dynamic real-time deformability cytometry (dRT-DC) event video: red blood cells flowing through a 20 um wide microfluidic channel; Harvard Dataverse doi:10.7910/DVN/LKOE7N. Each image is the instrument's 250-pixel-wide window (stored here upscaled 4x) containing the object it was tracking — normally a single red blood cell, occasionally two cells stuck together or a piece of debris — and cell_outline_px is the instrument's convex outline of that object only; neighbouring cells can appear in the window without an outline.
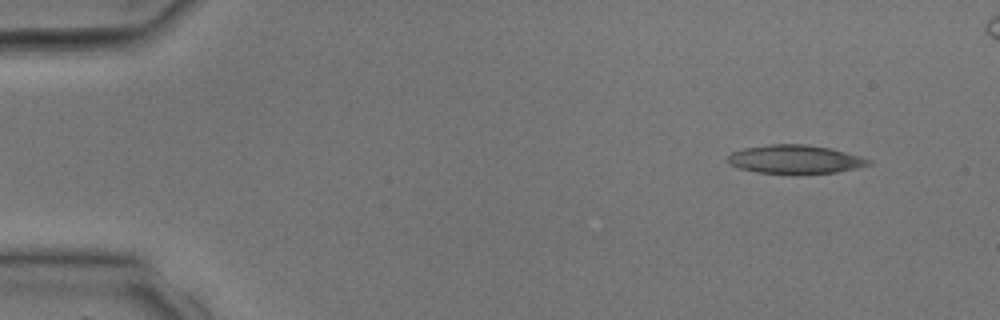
{"species": "common noctule bat (a hibernating species)", "species_latin": "Nyctalus noctula", "temperature_condition": "room temperature", "stored_images_in_passage": 18, "camera_frame_rate_fps": 3000, "um_per_image_px": 0.085, "animal": {"sex": "male", "body_mass_g": 17.9, "forearm_length_mm": 54.2}, "frame": {"image": 1, "passage_image": 1, "time_ms": 0.0, "image_size_px": [1000, 320], "cell_outline_px": [[872, 164], [856, 168], [836, 172], [796, 176], [756, 172], [740, 168], [732, 164], [728, 160], [728, 156], [732, 152], [744, 148], [768, 144], [804, 144], [832, 148], [860, 156], [872, 160]], "centroid_in_image_um": [67.62, 13.57], "position_along_channel_um": 17.4, "area_um2": 24.04}}
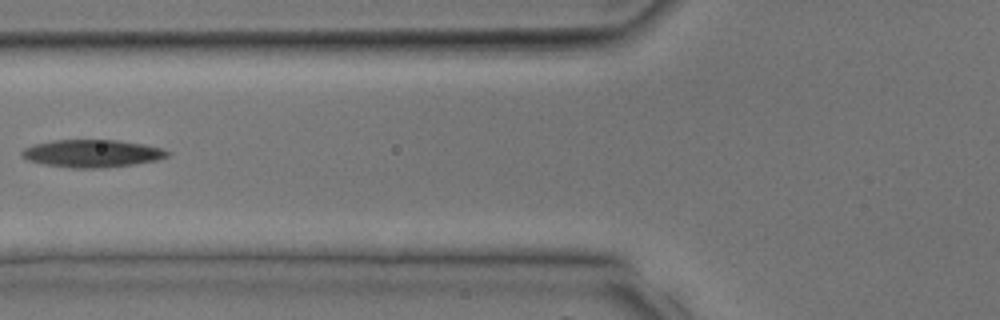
{"frame": {"image": 2, "passage_image": 11, "time_ms": 3.333, "image_size_px": [1000, 320], "cell_outline_px": [[172, 152], [168, 156], [156, 160], [136, 164], [108, 168], [72, 168], [44, 164], [28, 160], [20, 156], [20, 152], [24, 148], [36, 144], [52, 140], [116, 140], [144, 144], [164, 148]], "centroid_in_image_um": [7.86, 13.05], "position_along_channel_um": 117.9, "area_um2": 23.64}}